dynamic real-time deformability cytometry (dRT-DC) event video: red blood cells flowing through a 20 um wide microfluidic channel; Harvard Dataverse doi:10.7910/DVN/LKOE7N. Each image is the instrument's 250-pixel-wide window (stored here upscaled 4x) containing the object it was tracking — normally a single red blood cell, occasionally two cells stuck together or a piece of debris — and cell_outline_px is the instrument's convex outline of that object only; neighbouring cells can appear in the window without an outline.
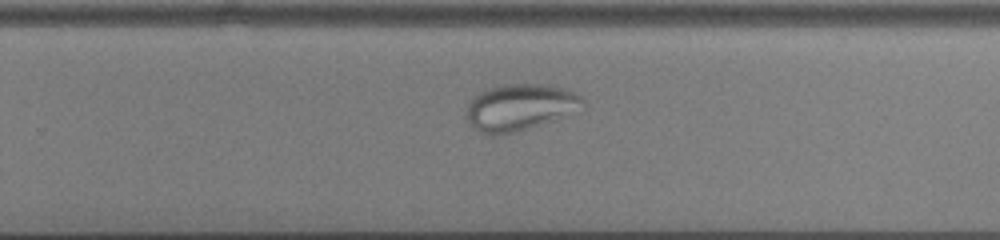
{"species": "common noctule bat (a hibernating species)", "species_latin": "Nyctalus noctula", "temperature_condition": "cold", "stored_images_in_passage": 40, "camera_frame_rate_fps": 3000, "um_per_image_px": 0.085, "animal": {"sex": "male", "body_mass_g": 13.0, "forearm_length_mm": 53.1}, "frame": {"image": 1, "passage_image": 22, "time_ms": 7.0, "image_size_px": [1000, 240], "cell_outline_px": [[584, 104], [552, 120], [516, 132], [492, 136], [488, 136], [480, 132], [464, 116], [468, 104], [480, 92], [504, 84], [548, 84], [576, 92], [584, 100]], "centroid_in_image_um": [44.13, 9.12], "position_along_channel_um": 285.7, "area_um2": 30.92}}
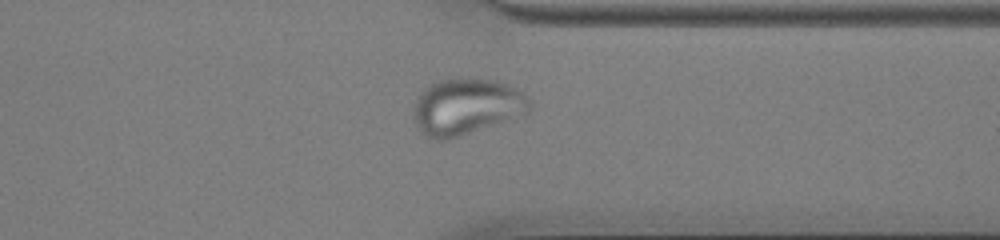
{"frame": {"image": 2, "passage_image": 29, "time_ms": 9.333, "image_size_px": [1000, 240], "cell_outline_px": [[528, 112], [524, 116], [448, 140], [436, 140], [428, 136], [412, 120], [412, 108], [416, 96], [428, 84], [440, 80], [456, 76], [468, 76], [492, 80], [508, 84], [524, 92], [528, 100]], "centroid_in_image_um": [39.62, 9.04], "position_along_channel_um": 371.8, "area_um2": 39.07}}
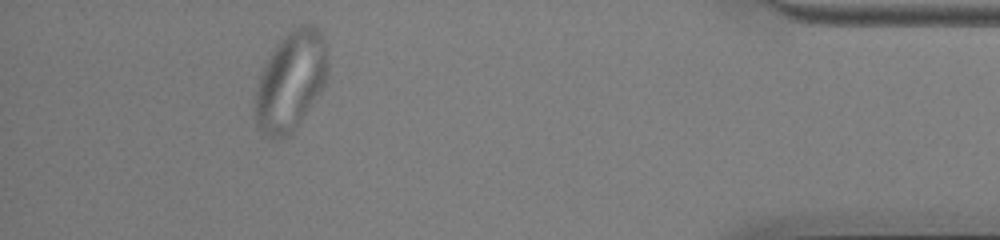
{"frame": {"image": 3, "passage_image": 36, "time_ms": 11.667, "image_size_px": [1000, 240], "cell_outline_px": [[328, 76], [320, 92], [292, 132], [276, 140], [272, 140], [264, 136], [260, 132], [256, 124], [252, 108], [260, 76], [264, 64], [276, 44], [288, 32], [300, 24], [312, 24], [320, 32], [324, 40], [328, 60]], "centroid_in_image_um": [24.68, 6.91], "position_along_channel_um": 410.5, "area_um2": 42.25}}